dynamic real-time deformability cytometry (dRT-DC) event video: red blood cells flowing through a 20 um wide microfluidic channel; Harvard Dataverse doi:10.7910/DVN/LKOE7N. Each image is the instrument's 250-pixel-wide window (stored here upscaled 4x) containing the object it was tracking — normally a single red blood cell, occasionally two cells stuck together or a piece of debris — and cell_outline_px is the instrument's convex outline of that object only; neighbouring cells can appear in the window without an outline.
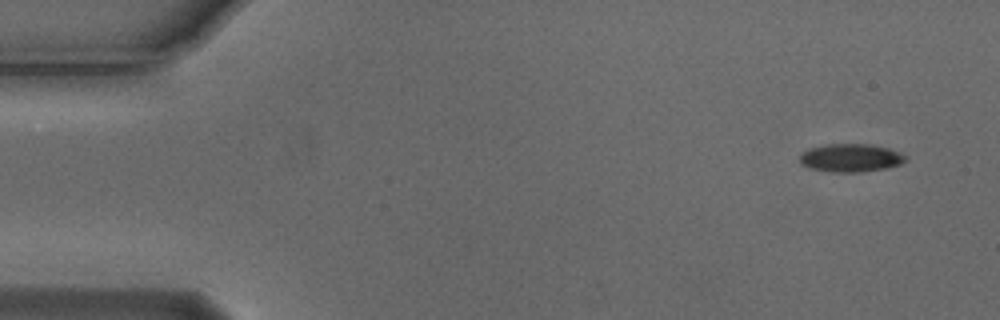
{"species": "Egyptian fruit bat (a non-hibernating species)", "species_latin": "Rousettus aegyptiacus", "temperature_condition": "cold", "stored_images_in_passage": 5, "camera_frame_rate_fps": 3000, "um_per_image_px": 0.085, "animal": {"sex": "male"}, "frame": {"image": 1, "passage_image": 1, "time_ms": 0.0, "image_size_px": [1000, 320], "cell_outline_px": [[908, 160], [900, 164], [884, 168], [860, 172], [832, 172], [812, 168], [800, 164], [800, 156], [804, 152], [812, 148], [828, 144], [868, 144], [888, 148], [900, 152], [908, 156]], "centroid_in_image_um": [72.36, 13.42], "position_along_channel_um": 12.6, "area_um2": 17.17}}
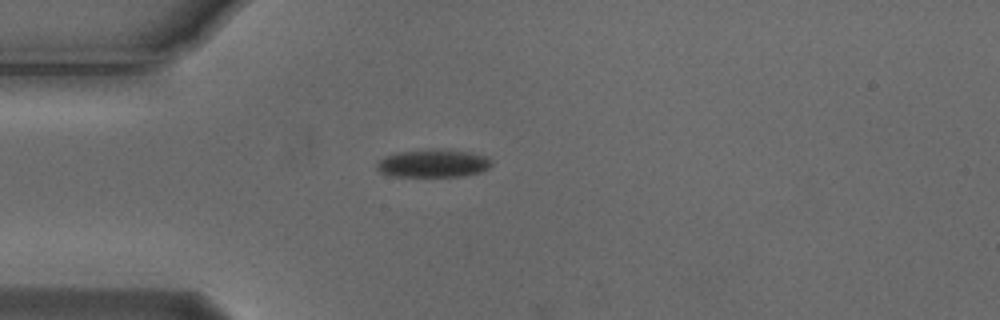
{"frame": {"image": 2, "passage_image": 4, "time_ms": 1.0, "image_size_px": [1000, 320], "cell_outline_px": [[492, 164], [488, 168], [480, 172], [464, 176], [392, 176], [380, 172], [376, 168], [376, 164], [384, 156], [400, 152], [468, 152], [488, 156], [492, 160]], "centroid_in_image_um": [36.83, 13.94], "position_along_channel_um": 48.2, "area_um2": 17.74}}